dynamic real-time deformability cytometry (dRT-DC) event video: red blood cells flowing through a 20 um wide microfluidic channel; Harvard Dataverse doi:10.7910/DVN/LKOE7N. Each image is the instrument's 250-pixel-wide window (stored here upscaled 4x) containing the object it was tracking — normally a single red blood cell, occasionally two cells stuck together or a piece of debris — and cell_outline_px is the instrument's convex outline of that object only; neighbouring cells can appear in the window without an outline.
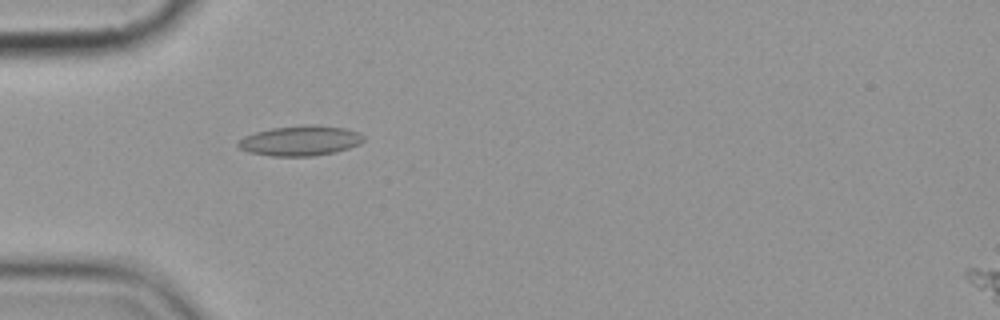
{"species": "common noctule bat (a hibernating species)", "species_latin": "Nyctalus noctula", "temperature_condition": "cold", "stored_images_in_passage": 3, "segment_of_instrument_passage": [1, 2], "camera_frame_rate_fps": 3000, "um_per_image_px": 0.085, "animal": {"sex": "female", "body_mass_g": 19.9}, "frame": {"image": 1, "passage_image": 2, "time_ms": 1.0, "image_size_px": [1000, 320], "cell_outline_px": [[364, 140], [360, 144], [336, 152], [312, 156], [272, 156], [248, 152], [240, 148], [236, 144], [236, 140], [244, 136], [256, 132], [272, 128], [304, 124], [344, 128], [360, 132], [364, 136]], "centroid_in_image_um": [25.51, 11.96], "position_along_channel_um": 59.5, "area_um2": 22.08}}